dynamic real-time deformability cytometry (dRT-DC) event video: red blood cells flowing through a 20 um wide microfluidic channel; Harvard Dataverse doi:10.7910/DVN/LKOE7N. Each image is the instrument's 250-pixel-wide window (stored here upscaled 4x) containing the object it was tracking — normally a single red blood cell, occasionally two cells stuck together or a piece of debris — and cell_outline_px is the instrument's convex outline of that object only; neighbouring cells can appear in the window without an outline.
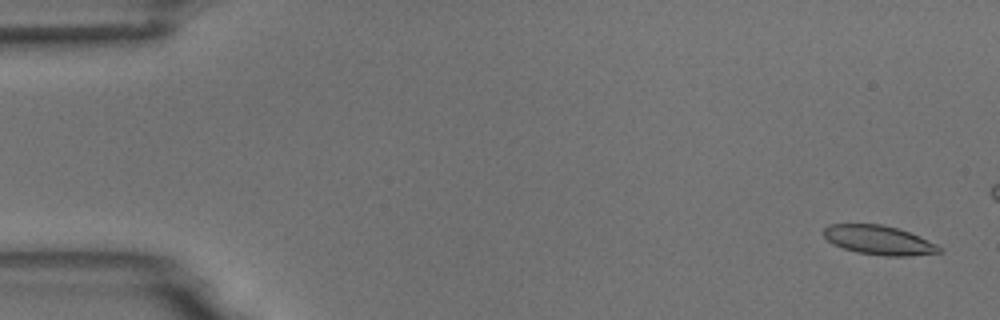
{"species": "common noctule bat (a hibernating species)", "species_latin": "Nyctalus noctula", "temperature_condition": "room temperature", "stored_images_in_passage": 5, "camera_frame_rate_fps": 3000, "um_per_image_px": 0.085, "animal": {"sex": "male", "body_mass_g": 18.8}, "frame": {"image": 1, "passage_image": 1, "time_ms": 0.0, "image_size_px": [1000, 320], "cell_outline_px": [[944, 252], [908, 256], [884, 256], [856, 252], [832, 244], [824, 236], [824, 228], [828, 224], [880, 224], [896, 228], [920, 236], [944, 248]], "centroid_in_image_um": [74.73, 20.42], "position_along_channel_um": 10.3, "area_um2": 19.71}}